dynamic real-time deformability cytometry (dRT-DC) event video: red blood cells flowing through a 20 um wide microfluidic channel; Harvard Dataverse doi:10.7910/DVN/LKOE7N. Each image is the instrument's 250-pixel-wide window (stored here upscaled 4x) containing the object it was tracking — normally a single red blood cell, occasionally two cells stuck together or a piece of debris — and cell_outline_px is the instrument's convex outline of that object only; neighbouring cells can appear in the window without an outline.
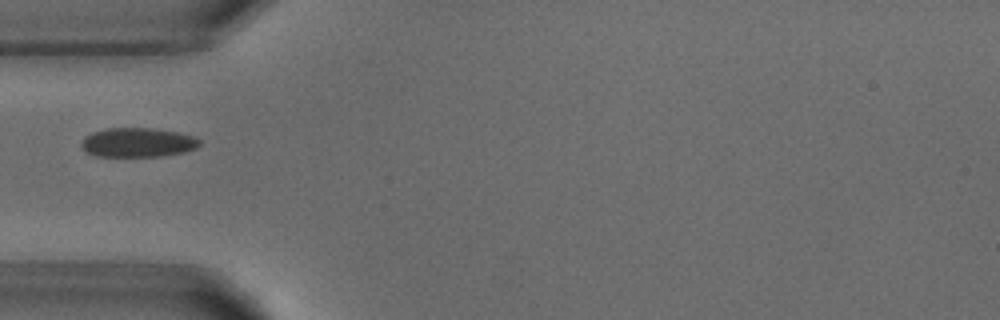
{"species": "common noctule bat (a hibernating species)", "species_latin": "Nyctalus noctula", "temperature_condition": "warm", "stored_images_in_passage": 1, "camera_frame_rate_fps": 3000, "um_per_image_px": 0.085, "animal": {"sex": "male", "body_mass_g": 18.8}, "frame": {"image": 1, "passage_image": 1, "time_ms": 0.0, "image_size_px": [1000, 320], "cell_outline_px": [[200, 144], [196, 148], [184, 152], [160, 156], [96, 156], [88, 152], [80, 144], [84, 136], [92, 132], [108, 128], [152, 128], [180, 132], [196, 136], [200, 140]], "centroid_in_image_um": [11.74, 12.1], "position_along_channel_um": 73.3, "area_um2": 20.23}}